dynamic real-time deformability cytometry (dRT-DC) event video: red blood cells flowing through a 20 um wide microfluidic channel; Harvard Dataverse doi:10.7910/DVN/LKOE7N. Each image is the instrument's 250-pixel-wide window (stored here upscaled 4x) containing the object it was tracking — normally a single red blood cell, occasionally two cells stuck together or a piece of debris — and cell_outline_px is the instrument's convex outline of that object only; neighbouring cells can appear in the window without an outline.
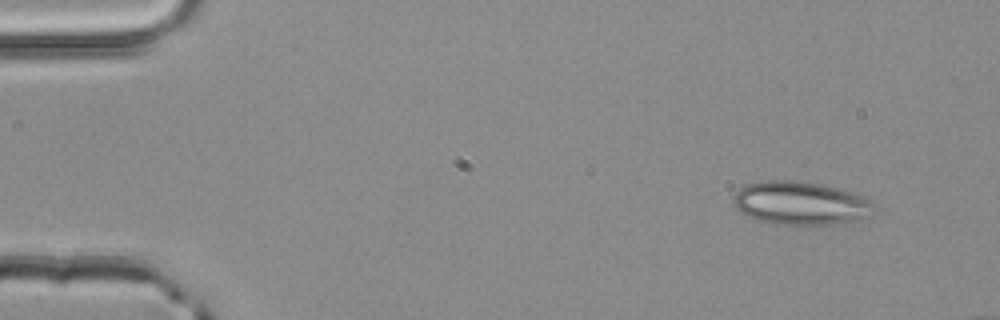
{"species": "common noctule bat (a hibernating species)", "species_latin": "Nyctalus noctula", "temperature_condition": "room temperature", "stored_images_in_passage": 4, "camera_frame_rate_fps": 3000, "um_per_image_px": 0.085, "animal": {"sex": "male", "body_mass_g": 20.4}, "frame": {"image": 1, "passage_image": 1, "time_ms": 0.0, "image_size_px": [1000, 320], "cell_outline_px": [[876, 212], [872, 216], [852, 220], [828, 224], [772, 224], [748, 216], [740, 212], [732, 204], [732, 200], [736, 192], [740, 188], [748, 184], [768, 180], [796, 180], [820, 184], [840, 188], [868, 196], [872, 200]], "centroid_in_image_um": [68.09, 17.25], "position_along_channel_um": 16.9, "area_um2": 35.78}}